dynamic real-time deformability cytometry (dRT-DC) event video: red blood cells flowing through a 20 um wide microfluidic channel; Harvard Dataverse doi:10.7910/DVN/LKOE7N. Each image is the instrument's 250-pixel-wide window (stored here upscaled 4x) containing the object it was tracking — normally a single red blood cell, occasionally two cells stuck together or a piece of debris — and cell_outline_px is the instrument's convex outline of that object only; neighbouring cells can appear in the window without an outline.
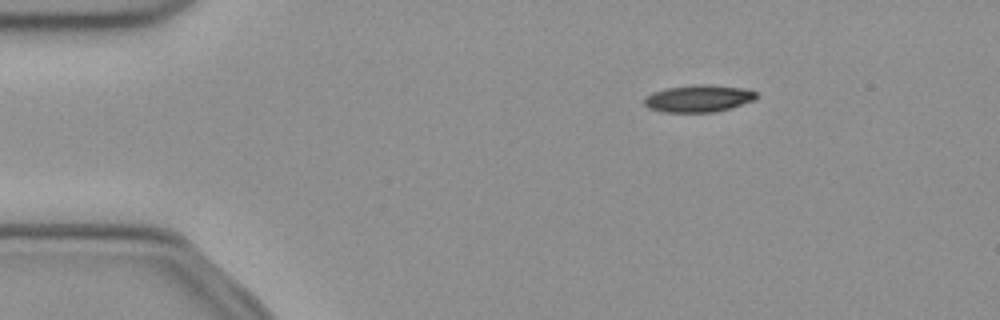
{"species": "common noctule bat (a hibernating species)", "species_latin": "Nyctalus noctula", "temperature_condition": "cold", "stored_images_in_passage": 45, "camera_frame_rate_fps": 3000, "um_per_image_px": 0.085, "animal": {"sex": "female", "body_mass_g": 21.9}, "frame": {"image": 1, "passage_image": 1, "time_ms": 0.0, "image_size_px": [1000, 320], "cell_outline_px": [[756, 100], [732, 108], [712, 112], [660, 112], [648, 108], [644, 104], [644, 96], [652, 92], [668, 88], [696, 84], [708, 84], [748, 88], [756, 92]], "centroid_in_image_um": [59.39, 8.37], "position_along_channel_um": 25.6, "area_um2": 18.03}}
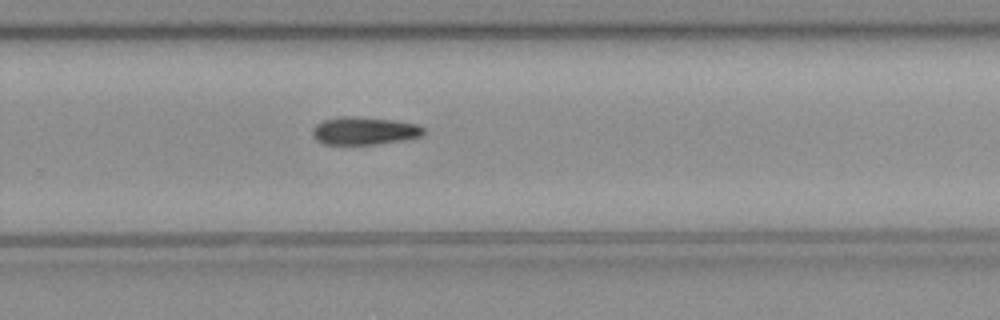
{"frame": {"image": 2, "passage_image": 27, "time_ms": 8.667, "image_size_px": [1000, 320], "cell_outline_px": [[428, 132], [424, 136], [404, 140], [376, 144], [324, 144], [316, 140], [312, 136], [312, 128], [316, 124], [324, 120], [340, 116], [352, 116], [396, 120], [420, 124]], "centroid_in_image_um": [31.02, 11.11], "position_along_channel_um": 298.8, "area_um2": 18.38}}
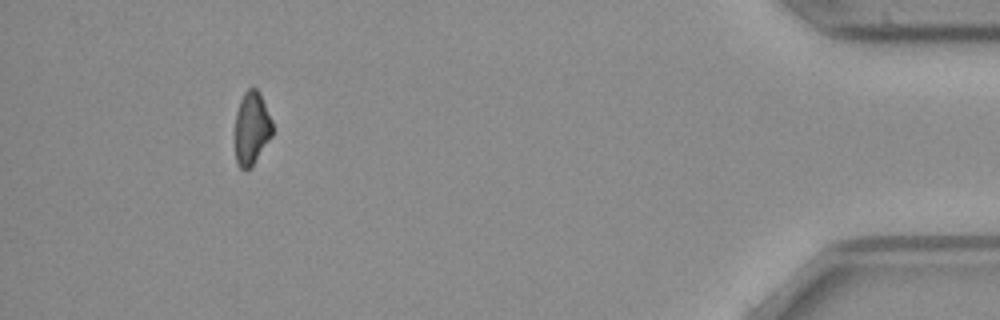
{"frame": {"image": 3, "passage_image": 41, "time_ms": 13.333, "image_size_px": [1000, 320], "cell_outline_px": [[272, 136], [252, 164], [244, 172], [236, 164], [236, 112], [240, 100], [244, 92], [248, 88], [256, 88], [260, 92], [272, 120]], "centroid_in_image_um": [21.39, 10.87], "position_along_channel_um": 413.8, "area_um2": 15.78}, "authors_computed_cell_mechanics": {"area_um2": 18.5538, "velocity_mm_per_s": 3.9132, "shape_relaxation_time_tau1_ms": 5.9784, "shape_relaxation_time_tau2_ms": null, "deformation_change_tau1": 0.1459, "deformation_change_tau2": null}}